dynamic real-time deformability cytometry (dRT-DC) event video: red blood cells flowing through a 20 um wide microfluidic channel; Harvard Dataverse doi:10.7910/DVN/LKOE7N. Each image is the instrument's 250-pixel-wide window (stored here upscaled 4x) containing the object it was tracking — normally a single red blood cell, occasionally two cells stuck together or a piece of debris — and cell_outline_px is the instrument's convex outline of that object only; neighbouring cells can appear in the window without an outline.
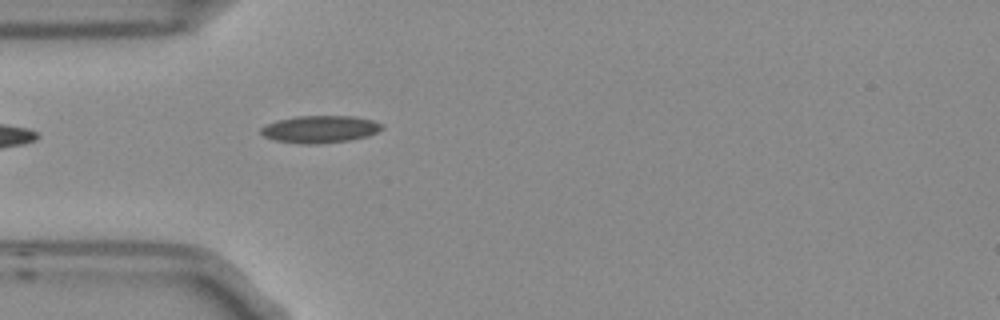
{"species": "Egyptian fruit bat (a non-hibernating species)", "species_latin": "Rousettus aegyptiacus", "temperature_condition": "room temperature", "stored_images_in_passage": 2, "camera_frame_rate_fps": 3000, "um_per_image_px": 0.085, "frame": {"image": 1, "passage_image": 2, "time_ms": 0.333, "image_size_px": [1000, 320], "cell_outline_px": [[384, 128], [368, 136], [348, 140], [316, 144], [300, 144], [276, 140], [264, 136], [260, 132], [260, 128], [264, 124], [276, 120], [296, 116], [356, 116], [372, 120], [384, 124]], "centroid_in_image_um": [27.19, 10.97], "position_along_channel_um": 57.8, "area_um2": 19.36}}